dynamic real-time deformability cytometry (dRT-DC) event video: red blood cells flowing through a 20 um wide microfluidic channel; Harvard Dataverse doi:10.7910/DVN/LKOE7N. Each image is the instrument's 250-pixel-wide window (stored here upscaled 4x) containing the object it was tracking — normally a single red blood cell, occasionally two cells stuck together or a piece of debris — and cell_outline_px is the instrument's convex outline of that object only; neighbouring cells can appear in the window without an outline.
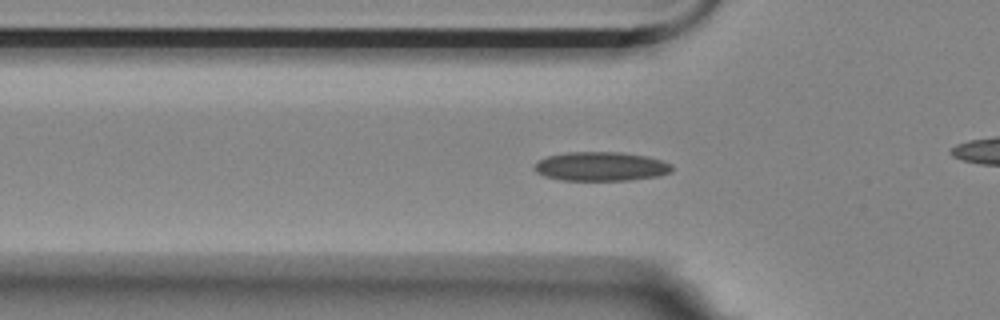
{"species": "Egyptian fruit bat (a non-hibernating species)", "species_latin": "Rousettus aegyptiacus", "temperature_condition": "room temperature", "stored_images_in_passage": 42, "camera_frame_rate_fps": 3000, "um_per_image_px": 0.085, "animal": {"sex": "female"}, "frame": {"image": 1, "passage_image": 3, "time_ms": 0.667, "image_size_px": [1000, 320], "cell_outline_px": [[672, 172], [660, 176], [628, 180], [560, 180], [544, 176], [536, 172], [532, 168], [540, 160], [548, 156], [568, 152], [620, 152], [644, 156], [660, 160], [672, 164]], "centroid_in_image_um": [51.08, 14.15], "position_along_channel_um": 74.7, "area_um2": 23.24}}
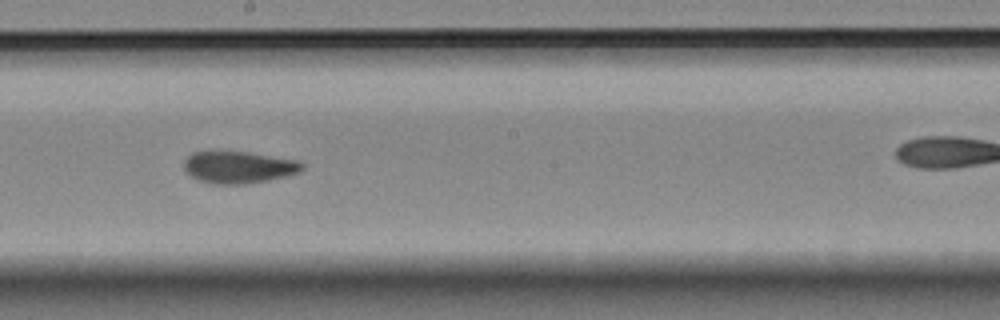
{"frame": {"image": 2, "passage_image": 16, "time_ms": 5.0, "image_size_px": [1000, 320], "cell_outline_px": [[304, 168], [300, 172], [288, 176], [268, 180], [244, 184], [212, 184], [200, 180], [184, 172], [184, 160], [192, 152], [244, 152], [296, 160], [304, 164]], "centroid_in_image_um": [20.28, 14.23], "position_along_channel_um": 227.9, "area_um2": 21.85}}
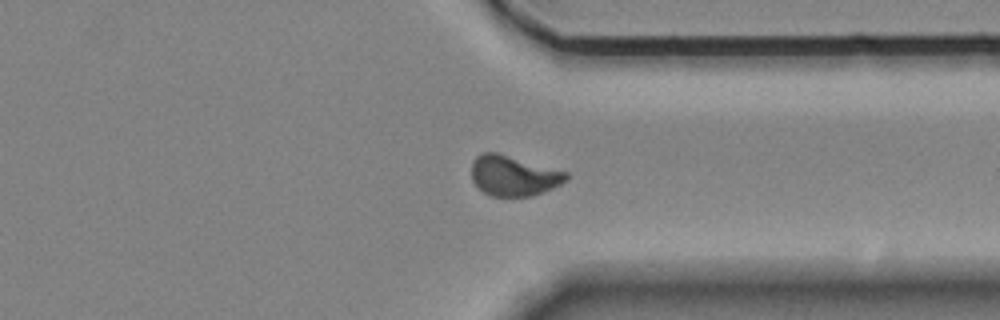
{"frame": {"image": 3, "passage_image": 28, "time_ms": 9.0, "image_size_px": [1000, 320], "cell_outline_px": [[568, 180], [544, 192], [532, 196], [492, 196], [484, 192], [472, 180], [472, 160], [476, 156], [484, 152], [496, 152], [568, 172]], "centroid_in_image_um": [43.66, 14.93], "position_along_channel_um": 367.7, "area_um2": 22.14}}